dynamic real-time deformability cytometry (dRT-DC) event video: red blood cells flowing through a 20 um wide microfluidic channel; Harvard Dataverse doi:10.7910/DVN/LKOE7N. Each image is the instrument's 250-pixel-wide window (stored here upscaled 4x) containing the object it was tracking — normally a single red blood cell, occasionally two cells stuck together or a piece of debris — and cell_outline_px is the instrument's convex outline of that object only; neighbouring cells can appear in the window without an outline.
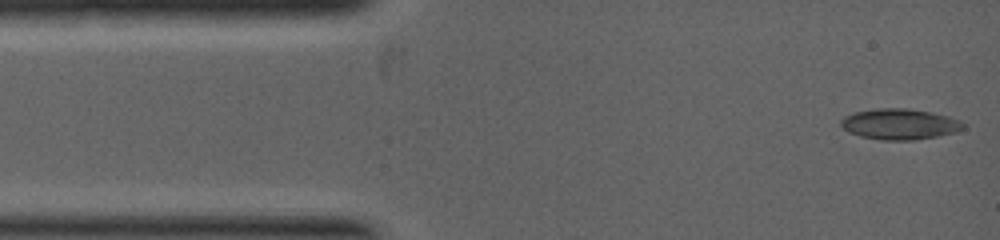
{"species": "common noctule bat (a hibernating species)", "species_latin": "Nyctalus noctula", "temperature_condition": "warm", "stored_images_in_passage": 13, "camera_frame_rate_fps": 5000, "um_per_image_px": 0.085, "animal": {"sex": "female", "body_mass_g": 19.0, "forearm_length_mm": 53.3}, "frame": {"image": 1, "passage_image": 1, "time_ms": 0.0, "image_size_px": [1000, 240], "cell_outline_px": [[964, 128], [956, 132], [916, 140], [880, 140], [860, 136], [848, 132], [840, 124], [840, 120], [844, 116], [856, 112], [876, 108], [908, 108], [932, 112], [948, 116], [960, 120], [964, 124]], "centroid_in_image_um": [76.47, 10.55], "position_along_channel_um": 8.5, "area_um2": 22.02}}
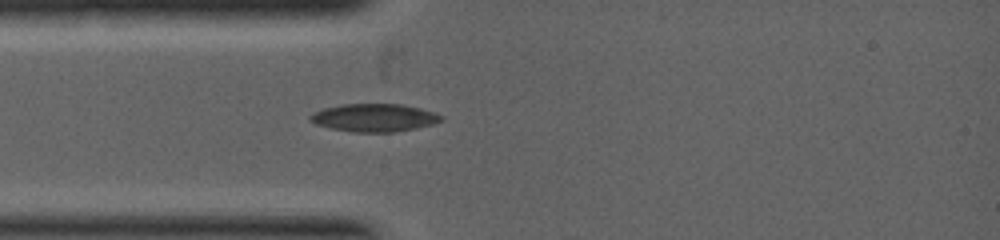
{"frame": {"image": 2, "passage_image": 11, "time_ms": 1.6, "image_size_px": [1000, 240], "cell_outline_px": [[444, 120], [432, 124], [392, 132], [352, 132], [332, 128], [316, 124], [308, 120], [308, 116], [324, 108], [340, 104], [400, 104], [420, 108], [444, 116]], "centroid_in_image_um": [31.79, 10.0], "position_along_channel_um": 53.2, "area_um2": 21.1}}